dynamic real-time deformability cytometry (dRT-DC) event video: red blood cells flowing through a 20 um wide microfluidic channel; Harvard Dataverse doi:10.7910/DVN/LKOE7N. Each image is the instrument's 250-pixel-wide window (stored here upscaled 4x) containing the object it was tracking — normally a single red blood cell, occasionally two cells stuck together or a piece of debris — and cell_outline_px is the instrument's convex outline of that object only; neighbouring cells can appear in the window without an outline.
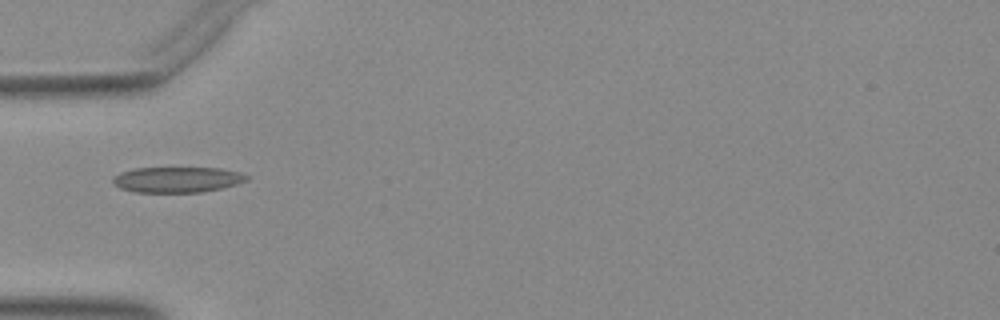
{"species": "Egyptian fruit bat (a non-hibernating species)", "species_latin": "Rousettus aegyptiacus", "temperature_condition": "warm", "stored_images_in_passage": 35, "camera_frame_rate_fps": 3000, "um_per_image_px": 0.085, "animal": {"sex": "female"}, "frame": {"image": 1, "passage_image": 1, "time_ms": 0.0, "image_size_px": [1000, 320], "cell_outline_px": [[248, 180], [236, 184], [220, 188], [200, 192], [136, 192], [120, 188], [112, 184], [112, 176], [120, 172], [132, 168], [220, 168], [240, 172], [248, 176]], "centroid_in_image_um": [15.01, 15.26], "position_along_channel_um": 70.0, "area_um2": 20.0}}
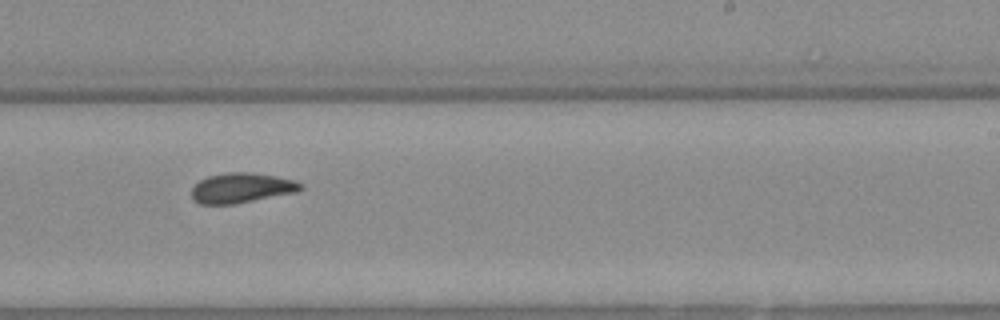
{"frame": {"image": 2, "passage_image": 16, "time_ms": 5.0, "image_size_px": [1000, 320], "cell_outline_px": [[304, 188], [296, 192], [232, 204], [200, 204], [192, 196], [192, 188], [200, 180], [208, 176], [228, 172], [248, 172], [276, 176], [296, 180], [304, 184]], "centroid_in_image_um": [20.57, 15.96], "position_along_channel_um": 268.4, "area_um2": 18.9}}
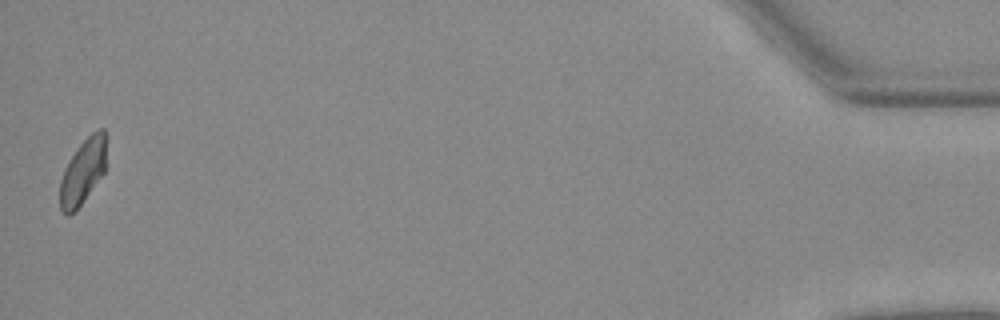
{"frame": {"image": 3, "passage_image": 35, "time_ms": 11.333, "image_size_px": [1000, 320], "cell_outline_px": [[104, 172], [80, 204], [68, 216], [60, 208], [60, 180], [64, 168], [76, 148], [92, 132], [100, 128], [104, 128]], "centroid_in_image_um": [7.0, 14.57], "position_along_channel_um": 428.2, "area_um2": 16.94}}